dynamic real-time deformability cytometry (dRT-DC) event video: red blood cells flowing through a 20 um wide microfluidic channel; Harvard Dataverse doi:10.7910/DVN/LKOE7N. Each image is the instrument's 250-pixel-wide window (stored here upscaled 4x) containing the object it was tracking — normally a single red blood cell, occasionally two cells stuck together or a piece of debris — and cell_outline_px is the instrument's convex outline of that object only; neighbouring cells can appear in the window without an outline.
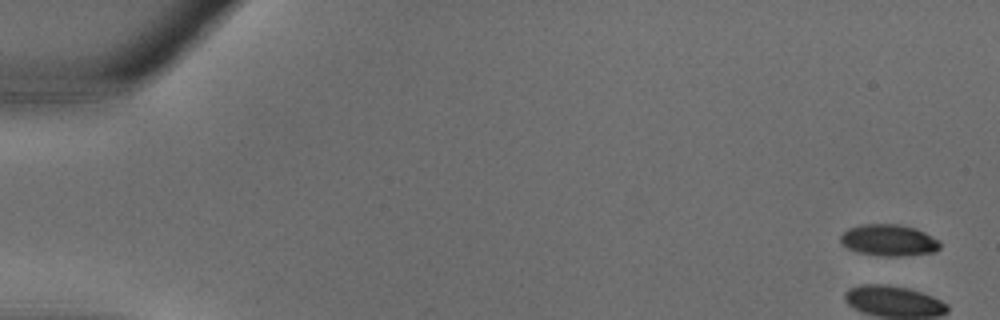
{"species": "common noctule bat (a hibernating species)", "species_latin": "Nyctalus noctula", "temperature_condition": "warm", "stored_images_in_passage": 9, "camera_frame_rate_fps": 3000, "um_per_image_px": 0.085, "animal": {"sex": "male", "body_mass_g": 18.8}, "frame": {"image": 1, "passage_image": 1, "time_ms": 0.0, "image_size_px": [1000, 320], "cell_outline_px": [[940, 248], [936, 252], [900, 256], [880, 256], [856, 252], [848, 248], [840, 240], [840, 236], [848, 228], [860, 224], [900, 224], [916, 228], [940, 240]], "centroid_in_image_um": [75.57, 20.41], "position_along_channel_um": 9.4, "area_um2": 18.44}}